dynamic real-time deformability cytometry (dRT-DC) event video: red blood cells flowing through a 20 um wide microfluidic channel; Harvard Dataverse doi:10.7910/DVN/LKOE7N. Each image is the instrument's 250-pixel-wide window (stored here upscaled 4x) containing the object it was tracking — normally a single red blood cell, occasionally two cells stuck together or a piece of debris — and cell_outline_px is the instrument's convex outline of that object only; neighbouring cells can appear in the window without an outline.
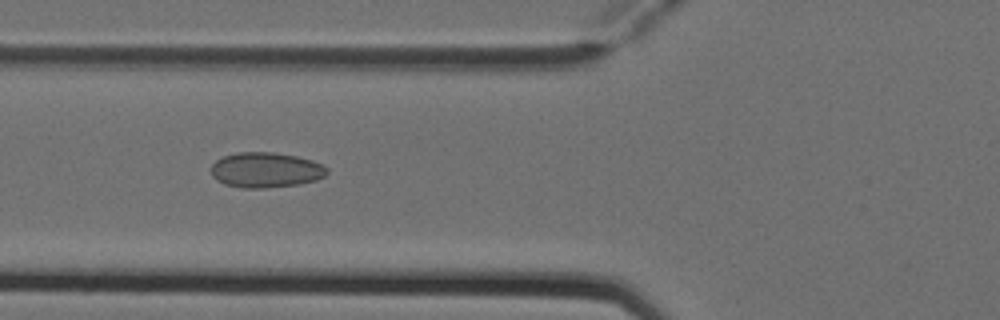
{"species": "Egyptian fruit bat (a non-hibernating species)", "species_latin": "Rousettus aegyptiacus", "temperature_condition": "cold", "stored_images_in_passage": 7, "camera_frame_rate_fps": 3000, "um_per_image_px": 0.085, "animal": {"sex": "female"}, "frame": {"image": 1, "passage_image": 5, "time_ms": 1.333, "image_size_px": [1000, 320], "cell_outline_px": [[328, 172], [324, 176], [316, 180], [300, 184], [264, 188], [240, 188], [224, 184], [216, 180], [212, 176], [212, 164], [216, 160], [224, 156], [236, 152], [272, 152], [296, 156], [312, 160], [328, 168]], "centroid_in_image_um": [22.58, 14.45], "position_along_channel_um": 103.2, "area_um2": 23.87}}
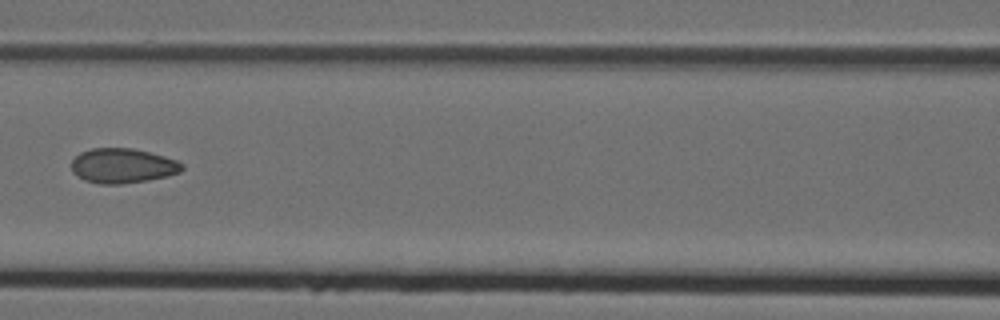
{"frame": {"image": 2, "passage_image": 6, "time_ms": 1.667, "image_size_px": [1000, 320], "cell_outline_px": [[184, 168], [180, 172], [168, 176], [148, 180], [120, 184], [100, 184], [84, 180], [72, 172], [72, 160], [80, 152], [92, 148], [132, 148], [164, 156], [176, 160], [184, 164]], "centroid_in_image_um": [10.43, 14.09], "position_along_channel_um": 156.2, "area_um2": 22.43}}
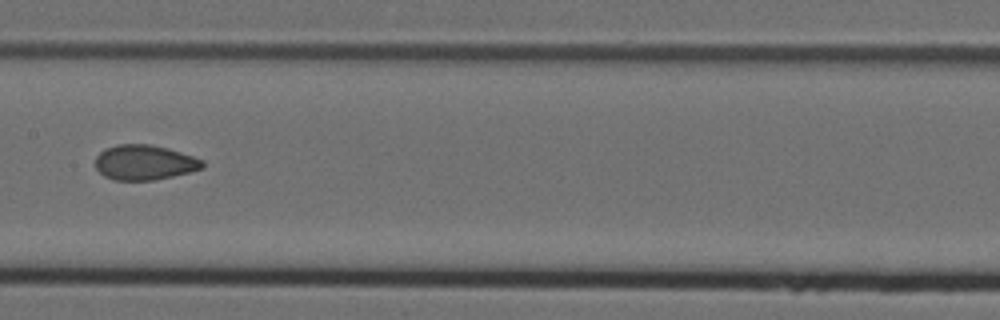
{"frame": {"image": 3, "passage_image": 7, "time_ms": 2.0, "image_size_px": [1000, 320], "cell_outline_px": [[204, 168], [172, 176], [152, 180], [112, 180], [104, 176], [96, 168], [96, 156], [104, 148], [116, 144], [148, 144], [168, 148], [204, 160]], "centroid_in_image_um": [12.26, 13.8], "position_along_channel_um": 195.1, "area_um2": 21.85}}